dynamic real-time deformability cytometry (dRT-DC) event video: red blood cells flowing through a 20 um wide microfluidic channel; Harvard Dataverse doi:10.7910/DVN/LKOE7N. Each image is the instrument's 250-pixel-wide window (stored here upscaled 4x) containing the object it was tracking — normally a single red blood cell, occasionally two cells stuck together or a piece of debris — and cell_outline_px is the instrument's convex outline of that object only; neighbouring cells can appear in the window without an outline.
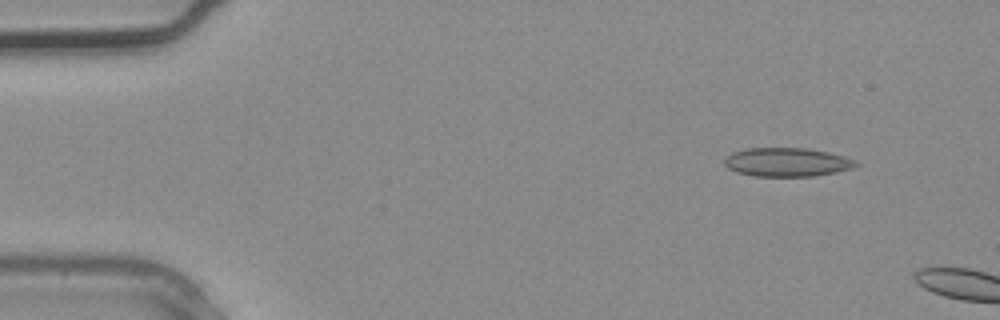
{"species": "common noctule bat (a hibernating species)", "species_latin": "Nyctalus noctula", "temperature_condition": "warm", "stored_images_in_passage": 3, "segment_of_instrument_passage": [2, 2], "camera_frame_rate_fps": 3000, "um_per_image_px": 0.085, "animal": {"sex": "male", "body_mass_g": 20.4}, "frame": {"image": 1, "passage_image": 3, "time_ms": 0.667, "image_size_px": [1000, 320], "cell_outline_px": [[860, 164], [852, 168], [836, 172], [812, 176], [756, 176], [736, 172], [728, 168], [724, 164], [724, 160], [732, 152], [748, 148], [808, 148], [828, 152], [844, 156], [856, 160]], "centroid_in_image_um": [66.91, 13.78], "position_along_channel_um": 18.1, "area_um2": 22.02}}